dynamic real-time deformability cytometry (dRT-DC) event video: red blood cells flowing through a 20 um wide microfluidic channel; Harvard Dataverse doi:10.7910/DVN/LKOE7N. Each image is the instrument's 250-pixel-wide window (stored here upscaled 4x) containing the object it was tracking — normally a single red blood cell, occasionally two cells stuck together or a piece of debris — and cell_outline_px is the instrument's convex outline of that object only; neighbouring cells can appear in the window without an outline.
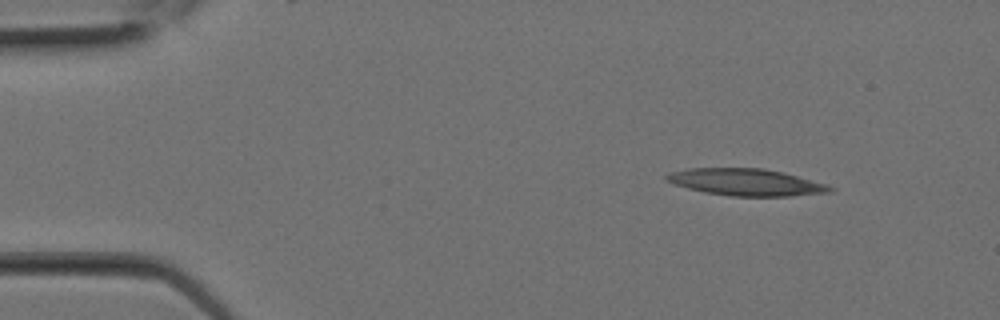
{"species": "Egyptian fruit bat (a non-hibernating species)", "species_latin": "Rousettus aegyptiacus", "temperature_condition": "room temperature", "stored_images_in_passage": 2, "camera_frame_rate_fps": 3000, "um_per_image_px": 0.085, "animal": {"sex": "female"}, "frame": {"image": 1, "passage_image": 1, "time_ms": 0.0, "image_size_px": [1000, 320], "cell_outline_px": [[836, 188], [832, 192], [792, 196], [732, 196], [704, 192], [688, 188], [664, 180], [664, 176], [668, 172], [688, 168], [764, 168], [784, 172], [828, 184]], "centroid_in_image_um": [63.44, 15.48], "position_along_channel_um": 21.6, "area_um2": 25.89}}
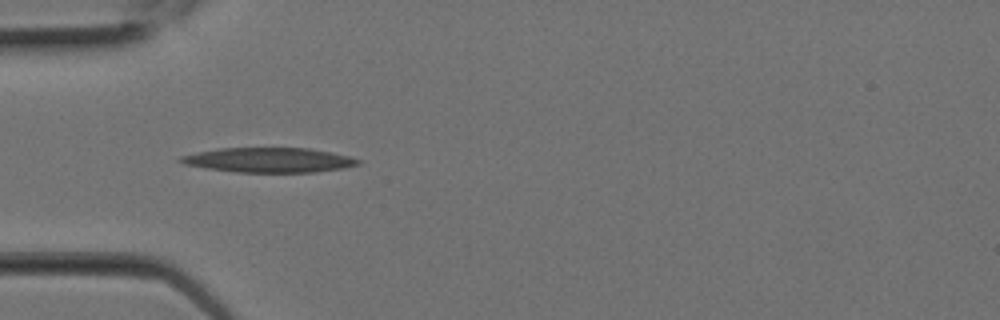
{"frame": {"image": 2, "passage_image": 2, "time_ms": 0.333, "image_size_px": [1000, 320], "cell_outline_px": [[360, 164], [344, 168], [316, 172], [236, 172], [204, 168], [184, 164], [176, 160], [180, 156], [196, 152], [220, 148], [308, 148], [348, 156], [360, 160]], "centroid_in_image_um": [22.8, 13.61], "position_along_channel_um": 62.2, "area_um2": 25.55}}